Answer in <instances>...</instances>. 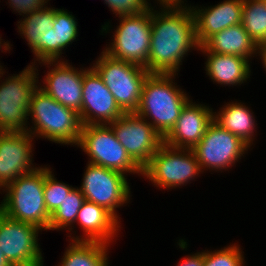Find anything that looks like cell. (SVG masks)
<instances>
[{
	"mask_svg": "<svg viewBox=\"0 0 266 266\" xmlns=\"http://www.w3.org/2000/svg\"><path fill=\"white\" fill-rule=\"evenodd\" d=\"M241 24L258 46L266 44V5L263 0H243Z\"/></svg>",
	"mask_w": 266,
	"mask_h": 266,
	"instance_id": "484cf974",
	"label": "cell"
},
{
	"mask_svg": "<svg viewBox=\"0 0 266 266\" xmlns=\"http://www.w3.org/2000/svg\"><path fill=\"white\" fill-rule=\"evenodd\" d=\"M76 223H79L85 237H71L72 241H95L110 245L112 239L117 235L120 228L118 220L105 207L92 202H85L80 208Z\"/></svg>",
	"mask_w": 266,
	"mask_h": 266,
	"instance_id": "ffe728a7",
	"label": "cell"
},
{
	"mask_svg": "<svg viewBox=\"0 0 266 266\" xmlns=\"http://www.w3.org/2000/svg\"><path fill=\"white\" fill-rule=\"evenodd\" d=\"M37 226L11 219L0 211V249L12 266H43Z\"/></svg>",
	"mask_w": 266,
	"mask_h": 266,
	"instance_id": "8fae6325",
	"label": "cell"
},
{
	"mask_svg": "<svg viewBox=\"0 0 266 266\" xmlns=\"http://www.w3.org/2000/svg\"><path fill=\"white\" fill-rule=\"evenodd\" d=\"M108 245L103 242L71 240L58 266H108Z\"/></svg>",
	"mask_w": 266,
	"mask_h": 266,
	"instance_id": "cb8c5ba5",
	"label": "cell"
},
{
	"mask_svg": "<svg viewBox=\"0 0 266 266\" xmlns=\"http://www.w3.org/2000/svg\"><path fill=\"white\" fill-rule=\"evenodd\" d=\"M4 72L5 71H3L2 68H0V77H1V75L3 76V74H5Z\"/></svg>",
	"mask_w": 266,
	"mask_h": 266,
	"instance_id": "8d00e7d4",
	"label": "cell"
},
{
	"mask_svg": "<svg viewBox=\"0 0 266 266\" xmlns=\"http://www.w3.org/2000/svg\"><path fill=\"white\" fill-rule=\"evenodd\" d=\"M260 53V54H259ZM257 54H259V56H261V60L263 61V66L266 70V44L260 45L258 47V52Z\"/></svg>",
	"mask_w": 266,
	"mask_h": 266,
	"instance_id": "d6a6232c",
	"label": "cell"
},
{
	"mask_svg": "<svg viewBox=\"0 0 266 266\" xmlns=\"http://www.w3.org/2000/svg\"><path fill=\"white\" fill-rule=\"evenodd\" d=\"M36 69L32 62V66L0 83V131H28L30 100L39 83Z\"/></svg>",
	"mask_w": 266,
	"mask_h": 266,
	"instance_id": "5b68a950",
	"label": "cell"
},
{
	"mask_svg": "<svg viewBox=\"0 0 266 266\" xmlns=\"http://www.w3.org/2000/svg\"><path fill=\"white\" fill-rule=\"evenodd\" d=\"M55 8L45 7L25 15L18 23V30L24 36L36 57L35 61H51V36L55 20Z\"/></svg>",
	"mask_w": 266,
	"mask_h": 266,
	"instance_id": "d6986e66",
	"label": "cell"
},
{
	"mask_svg": "<svg viewBox=\"0 0 266 266\" xmlns=\"http://www.w3.org/2000/svg\"><path fill=\"white\" fill-rule=\"evenodd\" d=\"M57 62V63H56ZM68 61H41L44 65L55 66L47 71L43 84L38 86L61 105L80 114L82 105V81L84 69L78 71ZM56 63V64H55ZM54 64V65H53ZM82 69V70H81Z\"/></svg>",
	"mask_w": 266,
	"mask_h": 266,
	"instance_id": "2e32d148",
	"label": "cell"
},
{
	"mask_svg": "<svg viewBox=\"0 0 266 266\" xmlns=\"http://www.w3.org/2000/svg\"><path fill=\"white\" fill-rule=\"evenodd\" d=\"M77 146L90 157L88 162L107 169L142 175V169L131 159L115 137L112 128L104 125H82Z\"/></svg>",
	"mask_w": 266,
	"mask_h": 266,
	"instance_id": "9c48e42d",
	"label": "cell"
},
{
	"mask_svg": "<svg viewBox=\"0 0 266 266\" xmlns=\"http://www.w3.org/2000/svg\"><path fill=\"white\" fill-rule=\"evenodd\" d=\"M77 24L74 15L56 8L51 36V61H58L64 48L74 42L78 36Z\"/></svg>",
	"mask_w": 266,
	"mask_h": 266,
	"instance_id": "d4e9b609",
	"label": "cell"
},
{
	"mask_svg": "<svg viewBox=\"0 0 266 266\" xmlns=\"http://www.w3.org/2000/svg\"><path fill=\"white\" fill-rule=\"evenodd\" d=\"M213 121L239 137L249 147L251 143L253 145L255 118L246 105L237 101L229 102L219 112H213Z\"/></svg>",
	"mask_w": 266,
	"mask_h": 266,
	"instance_id": "603a6c76",
	"label": "cell"
},
{
	"mask_svg": "<svg viewBox=\"0 0 266 266\" xmlns=\"http://www.w3.org/2000/svg\"><path fill=\"white\" fill-rule=\"evenodd\" d=\"M126 175L88 162L80 190L88 202L105 207L117 219L116 208L130 200Z\"/></svg>",
	"mask_w": 266,
	"mask_h": 266,
	"instance_id": "30bf717a",
	"label": "cell"
},
{
	"mask_svg": "<svg viewBox=\"0 0 266 266\" xmlns=\"http://www.w3.org/2000/svg\"><path fill=\"white\" fill-rule=\"evenodd\" d=\"M248 149L239 137L212 121L201 141L191 150L202 171L206 168L221 171L233 166Z\"/></svg>",
	"mask_w": 266,
	"mask_h": 266,
	"instance_id": "4fadbf2b",
	"label": "cell"
},
{
	"mask_svg": "<svg viewBox=\"0 0 266 266\" xmlns=\"http://www.w3.org/2000/svg\"><path fill=\"white\" fill-rule=\"evenodd\" d=\"M168 3H183L184 0H162V4H168Z\"/></svg>",
	"mask_w": 266,
	"mask_h": 266,
	"instance_id": "d590c367",
	"label": "cell"
},
{
	"mask_svg": "<svg viewBox=\"0 0 266 266\" xmlns=\"http://www.w3.org/2000/svg\"><path fill=\"white\" fill-rule=\"evenodd\" d=\"M199 50L206 53V74L220 85H241L250 78V63L247 58L210 52L204 45Z\"/></svg>",
	"mask_w": 266,
	"mask_h": 266,
	"instance_id": "44dd1931",
	"label": "cell"
},
{
	"mask_svg": "<svg viewBox=\"0 0 266 266\" xmlns=\"http://www.w3.org/2000/svg\"><path fill=\"white\" fill-rule=\"evenodd\" d=\"M157 1H159V4H160V6L162 5V0H157Z\"/></svg>",
	"mask_w": 266,
	"mask_h": 266,
	"instance_id": "74e56055",
	"label": "cell"
},
{
	"mask_svg": "<svg viewBox=\"0 0 266 266\" xmlns=\"http://www.w3.org/2000/svg\"><path fill=\"white\" fill-rule=\"evenodd\" d=\"M203 266H244V257L238 245H230L217 251L203 252Z\"/></svg>",
	"mask_w": 266,
	"mask_h": 266,
	"instance_id": "f1b7e54d",
	"label": "cell"
},
{
	"mask_svg": "<svg viewBox=\"0 0 266 266\" xmlns=\"http://www.w3.org/2000/svg\"><path fill=\"white\" fill-rule=\"evenodd\" d=\"M73 188L63 182L57 181L51 169L45 167L44 202L49 215L58 209L66 195H69Z\"/></svg>",
	"mask_w": 266,
	"mask_h": 266,
	"instance_id": "83f0119b",
	"label": "cell"
},
{
	"mask_svg": "<svg viewBox=\"0 0 266 266\" xmlns=\"http://www.w3.org/2000/svg\"><path fill=\"white\" fill-rule=\"evenodd\" d=\"M182 4H162L161 12L151 7V42L145 67L149 73L178 75L184 56L200 48L191 6Z\"/></svg>",
	"mask_w": 266,
	"mask_h": 266,
	"instance_id": "6da1fadb",
	"label": "cell"
},
{
	"mask_svg": "<svg viewBox=\"0 0 266 266\" xmlns=\"http://www.w3.org/2000/svg\"><path fill=\"white\" fill-rule=\"evenodd\" d=\"M45 167L19 176L2 190L0 211L7 217L49 230L50 215L44 202Z\"/></svg>",
	"mask_w": 266,
	"mask_h": 266,
	"instance_id": "277c9868",
	"label": "cell"
},
{
	"mask_svg": "<svg viewBox=\"0 0 266 266\" xmlns=\"http://www.w3.org/2000/svg\"><path fill=\"white\" fill-rule=\"evenodd\" d=\"M212 121V108L189 100L174 127L163 138V143L173 148L192 149L201 141Z\"/></svg>",
	"mask_w": 266,
	"mask_h": 266,
	"instance_id": "e0dca14e",
	"label": "cell"
},
{
	"mask_svg": "<svg viewBox=\"0 0 266 266\" xmlns=\"http://www.w3.org/2000/svg\"><path fill=\"white\" fill-rule=\"evenodd\" d=\"M200 172L203 171L191 149L173 148L163 143L142 169V176L159 188L172 189L186 186Z\"/></svg>",
	"mask_w": 266,
	"mask_h": 266,
	"instance_id": "52a82bcc",
	"label": "cell"
},
{
	"mask_svg": "<svg viewBox=\"0 0 266 266\" xmlns=\"http://www.w3.org/2000/svg\"><path fill=\"white\" fill-rule=\"evenodd\" d=\"M85 202V197L81 190L73 188L69 195H66L62 204L50 215L49 230H59L68 228L73 230L72 225L76 222V218L82 204Z\"/></svg>",
	"mask_w": 266,
	"mask_h": 266,
	"instance_id": "4316f807",
	"label": "cell"
},
{
	"mask_svg": "<svg viewBox=\"0 0 266 266\" xmlns=\"http://www.w3.org/2000/svg\"><path fill=\"white\" fill-rule=\"evenodd\" d=\"M9 6L18 12L19 15L30 14L35 10L45 8V4L48 3L49 0H8Z\"/></svg>",
	"mask_w": 266,
	"mask_h": 266,
	"instance_id": "4dcf8cb0",
	"label": "cell"
},
{
	"mask_svg": "<svg viewBox=\"0 0 266 266\" xmlns=\"http://www.w3.org/2000/svg\"><path fill=\"white\" fill-rule=\"evenodd\" d=\"M176 74L149 73L144 80L140 104L135 113L148 121L164 138L174 127L182 108L190 100L175 86ZM174 81V82H173ZM148 118V119H147Z\"/></svg>",
	"mask_w": 266,
	"mask_h": 266,
	"instance_id": "7a4b0ae2",
	"label": "cell"
},
{
	"mask_svg": "<svg viewBox=\"0 0 266 266\" xmlns=\"http://www.w3.org/2000/svg\"><path fill=\"white\" fill-rule=\"evenodd\" d=\"M0 266H12L8 260L5 258V256L3 255L1 249H0Z\"/></svg>",
	"mask_w": 266,
	"mask_h": 266,
	"instance_id": "836d02e7",
	"label": "cell"
},
{
	"mask_svg": "<svg viewBox=\"0 0 266 266\" xmlns=\"http://www.w3.org/2000/svg\"><path fill=\"white\" fill-rule=\"evenodd\" d=\"M125 112H135L140 104L142 86L149 72L142 66L117 60L104 51L92 66Z\"/></svg>",
	"mask_w": 266,
	"mask_h": 266,
	"instance_id": "8992f818",
	"label": "cell"
},
{
	"mask_svg": "<svg viewBox=\"0 0 266 266\" xmlns=\"http://www.w3.org/2000/svg\"><path fill=\"white\" fill-rule=\"evenodd\" d=\"M118 18L113 42L103 51L112 58L145 68L151 42V7L142 13Z\"/></svg>",
	"mask_w": 266,
	"mask_h": 266,
	"instance_id": "ba28073f",
	"label": "cell"
},
{
	"mask_svg": "<svg viewBox=\"0 0 266 266\" xmlns=\"http://www.w3.org/2000/svg\"><path fill=\"white\" fill-rule=\"evenodd\" d=\"M191 8L194 15L196 37L203 45L215 33L231 26L241 24L243 0H225L204 9Z\"/></svg>",
	"mask_w": 266,
	"mask_h": 266,
	"instance_id": "ac0fdd59",
	"label": "cell"
},
{
	"mask_svg": "<svg viewBox=\"0 0 266 266\" xmlns=\"http://www.w3.org/2000/svg\"><path fill=\"white\" fill-rule=\"evenodd\" d=\"M1 38V37H0ZM2 39H0V48H3L4 50H5V52L6 51H8V50H10L11 48H10V44H9V42H5L4 41V44L3 43H1L2 41H1ZM2 44V45H1ZM2 46V47H1ZM0 68H3L1 65H0Z\"/></svg>",
	"mask_w": 266,
	"mask_h": 266,
	"instance_id": "e575fe53",
	"label": "cell"
},
{
	"mask_svg": "<svg viewBox=\"0 0 266 266\" xmlns=\"http://www.w3.org/2000/svg\"><path fill=\"white\" fill-rule=\"evenodd\" d=\"M104 2L119 16L136 15L151 7L147 0H104Z\"/></svg>",
	"mask_w": 266,
	"mask_h": 266,
	"instance_id": "f546056e",
	"label": "cell"
},
{
	"mask_svg": "<svg viewBox=\"0 0 266 266\" xmlns=\"http://www.w3.org/2000/svg\"><path fill=\"white\" fill-rule=\"evenodd\" d=\"M29 132L0 131V189L28 174L32 167V138Z\"/></svg>",
	"mask_w": 266,
	"mask_h": 266,
	"instance_id": "9a60e30c",
	"label": "cell"
},
{
	"mask_svg": "<svg viewBox=\"0 0 266 266\" xmlns=\"http://www.w3.org/2000/svg\"><path fill=\"white\" fill-rule=\"evenodd\" d=\"M28 116L34 127L27 132L33 137L37 135L57 144H78L82 129L79 113L61 105L39 87L33 92Z\"/></svg>",
	"mask_w": 266,
	"mask_h": 266,
	"instance_id": "3957f363",
	"label": "cell"
},
{
	"mask_svg": "<svg viewBox=\"0 0 266 266\" xmlns=\"http://www.w3.org/2000/svg\"><path fill=\"white\" fill-rule=\"evenodd\" d=\"M85 69L82 81V105L79 114L82 125L110 124L125 112L92 67Z\"/></svg>",
	"mask_w": 266,
	"mask_h": 266,
	"instance_id": "5bb4252c",
	"label": "cell"
},
{
	"mask_svg": "<svg viewBox=\"0 0 266 266\" xmlns=\"http://www.w3.org/2000/svg\"><path fill=\"white\" fill-rule=\"evenodd\" d=\"M131 159L143 169L163 144L154 127L135 112L124 113L108 124Z\"/></svg>",
	"mask_w": 266,
	"mask_h": 266,
	"instance_id": "7c38bea8",
	"label": "cell"
},
{
	"mask_svg": "<svg viewBox=\"0 0 266 266\" xmlns=\"http://www.w3.org/2000/svg\"><path fill=\"white\" fill-rule=\"evenodd\" d=\"M210 52L236 55L243 58L257 54L258 45L246 32L242 24L228 27L215 33L203 44Z\"/></svg>",
	"mask_w": 266,
	"mask_h": 266,
	"instance_id": "7402d4cb",
	"label": "cell"
},
{
	"mask_svg": "<svg viewBox=\"0 0 266 266\" xmlns=\"http://www.w3.org/2000/svg\"><path fill=\"white\" fill-rule=\"evenodd\" d=\"M203 252L188 255L177 266H203Z\"/></svg>",
	"mask_w": 266,
	"mask_h": 266,
	"instance_id": "1f68e13d",
	"label": "cell"
}]
</instances>
